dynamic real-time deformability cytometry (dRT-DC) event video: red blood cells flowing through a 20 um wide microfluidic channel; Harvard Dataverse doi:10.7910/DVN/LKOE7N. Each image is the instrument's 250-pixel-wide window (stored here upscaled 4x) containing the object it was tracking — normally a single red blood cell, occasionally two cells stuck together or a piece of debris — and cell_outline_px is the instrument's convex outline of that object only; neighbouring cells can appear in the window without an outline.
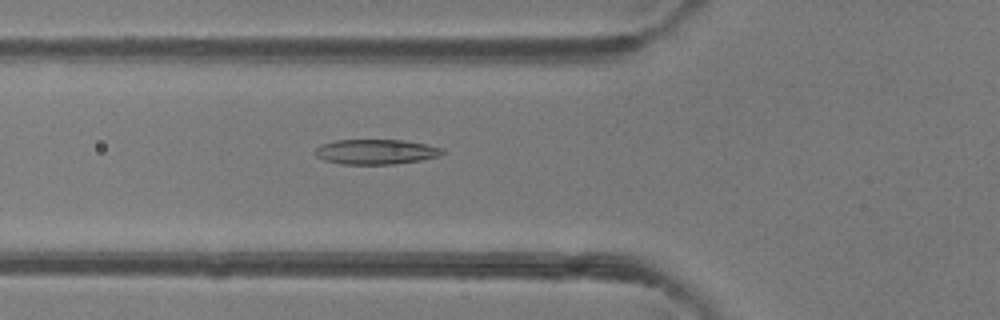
{"species": "common noctule bat (a hibernating species)", "species_latin": "Nyctalus noctula", "temperature_condition": "room temperature", "stored_images_in_passage": 50, "camera_frame_rate_fps": 3000, "um_per_image_px": 0.085, "animal": {"sex": "female"}, "frame": {"image": 1, "passage_image": 18, "time_ms": 5.667, "image_size_px": [1000, 320], "cell_outline_px": [[444, 152], [440, 156], [420, 160], [392, 164], [340, 164], [324, 160], [316, 156], [316, 148], [320, 144], [336, 140], [404, 140], [444, 148]], "centroid_in_image_um": [31.95, 12.9], "position_along_channel_um": 93.9, "area_um2": 18.5}}
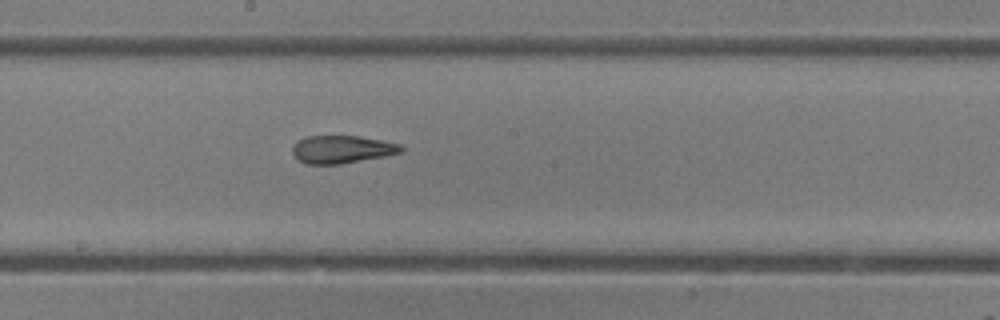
{"frame": {"image": 2, "passage_image": 27, "time_ms": 8.667, "image_size_px": [1000, 320], "cell_outline_px": [[404, 152], [384, 156], [340, 164], [304, 164], [292, 152], [292, 148], [300, 140], [308, 136], [360, 136], [400, 144], [404, 148]], "centroid_in_image_um": [29.1, 12.7], "position_along_channel_um": 219.1, "area_um2": 17.4}}
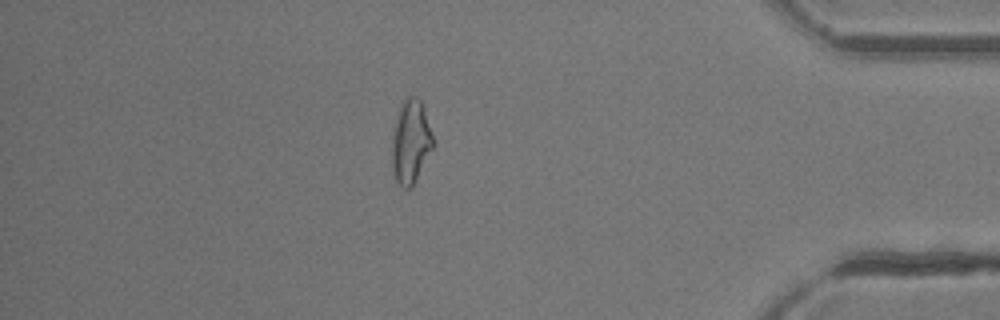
{"frame": {"image": 3, "passage_image": 43, "time_ms": 14.0, "image_size_px": [1000, 320], "cell_outline_px": [[436, 140], [412, 188], [404, 188], [396, 180], [392, 168], [392, 136], [396, 116], [400, 104], [408, 96], [416, 96], [420, 100]], "centroid_in_image_um": [34.92, 12.03], "position_along_channel_um": 400.3, "area_um2": 20.11}, "authors_computed_cell_mechanics": {"area_um2": 19.5075, "velocity_mm_per_s": 4.1502, "shape_relaxation_time_tau1_ms": 7.7612, "shape_relaxation_time_tau2_ms": 1.5853, "deformation_change_tau1": 0.2174, "deformation_change_tau2": 0.0985}}